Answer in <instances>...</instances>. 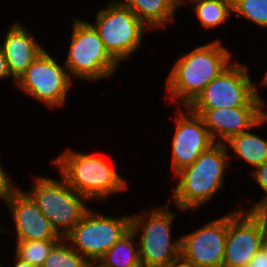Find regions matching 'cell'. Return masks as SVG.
<instances>
[{
    "label": "cell",
    "instance_id": "obj_1",
    "mask_svg": "<svg viewBox=\"0 0 267 267\" xmlns=\"http://www.w3.org/2000/svg\"><path fill=\"white\" fill-rule=\"evenodd\" d=\"M233 55L218 38L179 56L164 83L169 103L188 107L233 62Z\"/></svg>",
    "mask_w": 267,
    "mask_h": 267
},
{
    "label": "cell",
    "instance_id": "obj_2",
    "mask_svg": "<svg viewBox=\"0 0 267 267\" xmlns=\"http://www.w3.org/2000/svg\"><path fill=\"white\" fill-rule=\"evenodd\" d=\"M229 151L226 144L214 143L189 166L175 175L178 181L171 199L180 212H193L210 204L219 190L224 188L225 174L230 168Z\"/></svg>",
    "mask_w": 267,
    "mask_h": 267
},
{
    "label": "cell",
    "instance_id": "obj_3",
    "mask_svg": "<svg viewBox=\"0 0 267 267\" xmlns=\"http://www.w3.org/2000/svg\"><path fill=\"white\" fill-rule=\"evenodd\" d=\"M51 163L69 186L91 202H106L128 188V180L100 154L79 152L68 147Z\"/></svg>",
    "mask_w": 267,
    "mask_h": 267
},
{
    "label": "cell",
    "instance_id": "obj_4",
    "mask_svg": "<svg viewBox=\"0 0 267 267\" xmlns=\"http://www.w3.org/2000/svg\"><path fill=\"white\" fill-rule=\"evenodd\" d=\"M169 206H152L131 215V230L139 237L140 260L146 267H165L180 256V235L174 240L171 235L177 215Z\"/></svg>",
    "mask_w": 267,
    "mask_h": 267
},
{
    "label": "cell",
    "instance_id": "obj_5",
    "mask_svg": "<svg viewBox=\"0 0 267 267\" xmlns=\"http://www.w3.org/2000/svg\"><path fill=\"white\" fill-rule=\"evenodd\" d=\"M71 32L68 53L63 62L73 81L98 82L109 79L120 69L90 21L73 18Z\"/></svg>",
    "mask_w": 267,
    "mask_h": 267
},
{
    "label": "cell",
    "instance_id": "obj_6",
    "mask_svg": "<svg viewBox=\"0 0 267 267\" xmlns=\"http://www.w3.org/2000/svg\"><path fill=\"white\" fill-rule=\"evenodd\" d=\"M246 64L232 62L214 78L188 106L195 114L207 109L234 107H263L267 101L259 95L258 86L250 77Z\"/></svg>",
    "mask_w": 267,
    "mask_h": 267
},
{
    "label": "cell",
    "instance_id": "obj_7",
    "mask_svg": "<svg viewBox=\"0 0 267 267\" xmlns=\"http://www.w3.org/2000/svg\"><path fill=\"white\" fill-rule=\"evenodd\" d=\"M33 180L32 187L25 192L64 238L90 208L86 204L89 200L69 186L62 176L56 180L36 174Z\"/></svg>",
    "mask_w": 267,
    "mask_h": 267
},
{
    "label": "cell",
    "instance_id": "obj_8",
    "mask_svg": "<svg viewBox=\"0 0 267 267\" xmlns=\"http://www.w3.org/2000/svg\"><path fill=\"white\" fill-rule=\"evenodd\" d=\"M105 6V7H104ZM98 9L94 23L106 51L121 65L138 52L150 29L126 6L107 3Z\"/></svg>",
    "mask_w": 267,
    "mask_h": 267
},
{
    "label": "cell",
    "instance_id": "obj_9",
    "mask_svg": "<svg viewBox=\"0 0 267 267\" xmlns=\"http://www.w3.org/2000/svg\"><path fill=\"white\" fill-rule=\"evenodd\" d=\"M91 208L64 238L87 261H98L131 230V215L106 216Z\"/></svg>",
    "mask_w": 267,
    "mask_h": 267
},
{
    "label": "cell",
    "instance_id": "obj_10",
    "mask_svg": "<svg viewBox=\"0 0 267 267\" xmlns=\"http://www.w3.org/2000/svg\"><path fill=\"white\" fill-rule=\"evenodd\" d=\"M73 83L66 66L60 65L52 52L50 54L44 49L15 85L23 91L24 97L31 96L45 107L55 109L64 107Z\"/></svg>",
    "mask_w": 267,
    "mask_h": 267
},
{
    "label": "cell",
    "instance_id": "obj_11",
    "mask_svg": "<svg viewBox=\"0 0 267 267\" xmlns=\"http://www.w3.org/2000/svg\"><path fill=\"white\" fill-rule=\"evenodd\" d=\"M267 211L239 208L227 213V239L222 267H244L261 249Z\"/></svg>",
    "mask_w": 267,
    "mask_h": 267
},
{
    "label": "cell",
    "instance_id": "obj_12",
    "mask_svg": "<svg viewBox=\"0 0 267 267\" xmlns=\"http://www.w3.org/2000/svg\"><path fill=\"white\" fill-rule=\"evenodd\" d=\"M182 108V109H181ZM175 129L171 143L170 169L174 175L195 160L215 142L212 140L203 118L188 107L176 106ZM177 110V111H176Z\"/></svg>",
    "mask_w": 267,
    "mask_h": 267
},
{
    "label": "cell",
    "instance_id": "obj_13",
    "mask_svg": "<svg viewBox=\"0 0 267 267\" xmlns=\"http://www.w3.org/2000/svg\"><path fill=\"white\" fill-rule=\"evenodd\" d=\"M182 235L180 255L184 259L195 267H222L227 239V213Z\"/></svg>",
    "mask_w": 267,
    "mask_h": 267
},
{
    "label": "cell",
    "instance_id": "obj_14",
    "mask_svg": "<svg viewBox=\"0 0 267 267\" xmlns=\"http://www.w3.org/2000/svg\"><path fill=\"white\" fill-rule=\"evenodd\" d=\"M18 185L0 196L13 218L16 240L62 239L32 198Z\"/></svg>",
    "mask_w": 267,
    "mask_h": 267
},
{
    "label": "cell",
    "instance_id": "obj_15",
    "mask_svg": "<svg viewBox=\"0 0 267 267\" xmlns=\"http://www.w3.org/2000/svg\"><path fill=\"white\" fill-rule=\"evenodd\" d=\"M201 117L212 140L223 144L233 136L267 124V111L263 107L207 109Z\"/></svg>",
    "mask_w": 267,
    "mask_h": 267
},
{
    "label": "cell",
    "instance_id": "obj_16",
    "mask_svg": "<svg viewBox=\"0 0 267 267\" xmlns=\"http://www.w3.org/2000/svg\"><path fill=\"white\" fill-rule=\"evenodd\" d=\"M9 26L0 46L10 74L17 81L45 48L20 21Z\"/></svg>",
    "mask_w": 267,
    "mask_h": 267
},
{
    "label": "cell",
    "instance_id": "obj_17",
    "mask_svg": "<svg viewBox=\"0 0 267 267\" xmlns=\"http://www.w3.org/2000/svg\"><path fill=\"white\" fill-rule=\"evenodd\" d=\"M181 0H134L128 7L152 31L175 22Z\"/></svg>",
    "mask_w": 267,
    "mask_h": 267
},
{
    "label": "cell",
    "instance_id": "obj_18",
    "mask_svg": "<svg viewBox=\"0 0 267 267\" xmlns=\"http://www.w3.org/2000/svg\"><path fill=\"white\" fill-rule=\"evenodd\" d=\"M225 144L229 152L233 149L237 160L241 159L253 168L251 171L267 160V140L252 129L233 136Z\"/></svg>",
    "mask_w": 267,
    "mask_h": 267
},
{
    "label": "cell",
    "instance_id": "obj_19",
    "mask_svg": "<svg viewBox=\"0 0 267 267\" xmlns=\"http://www.w3.org/2000/svg\"><path fill=\"white\" fill-rule=\"evenodd\" d=\"M192 3L193 11L202 28L214 29L227 23L233 14L232 0H181V5Z\"/></svg>",
    "mask_w": 267,
    "mask_h": 267
},
{
    "label": "cell",
    "instance_id": "obj_20",
    "mask_svg": "<svg viewBox=\"0 0 267 267\" xmlns=\"http://www.w3.org/2000/svg\"><path fill=\"white\" fill-rule=\"evenodd\" d=\"M98 262L101 267H133L140 264L138 240L133 231L118 240Z\"/></svg>",
    "mask_w": 267,
    "mask_h": 267
},
{
    "label": "cell",
    "instance_id": "obj_21",
    "mask_svg": "<svg viewBox=\"0 0 267 267\" xmlns=\"http://www.w3.org/2000/svg\"><path fill=\"white\" fill-rule=\"evenodd\" d=\"M60 240H16L14 254L31 265L42 267L52 248Z\"/></svg>",
    "mask_w": 267,
    "mask_h": 267
},
{
    "label": "cell",
    "instance_id": "obj_22",
    "mask_svg": "<svg viewBox=\"0 0 267 267\" xmlns=\"http://www.w3.org/2000/svg\"><path fill=\"white\" fill-rule=\"evenodd\" d=\"M87 260L62 238L51 250L42 267H83Z\"/></svg>",
    "mask_w": 267,
    "mask_h": 267
},
{
    "label": "cell",
    "instance_id": "obj_23",
    "mask_svg": "<svg viewBox=\"0 0 267 267\" xmlns=\"http://www.w3.org/2000/svg\"><path fill=\"white\" fill-rule=\"evenodd\" d=\"M233 14L267 30V0H232Z\"/></svg>",
    "mask_w": 267,
    "mask_h": 267
},
{
    "label": "cell",
    "instance_id": "obj_24",
    "mask_svg": "<svg viewBox=\"0 0 267 267\" xmlns=\"http://www.w3.org/2000/svg\"><path fill=\"white\" fill-rule=\"evenodd\" d=\"M257 186L264 191V196L257 203L251 204L248 210L267 211V160L250 172Z\"/></svg>",
    "mask_w": 267,
    "mask_h": 267
},
{
    "label": "cell",
    "instance_id": "obj_25",
    "mask_svg": "<svg viewBox=\"0 0 267 267\" xmlns=\"http://www.w3.org/2000/svg\"><path fill=\"white\" fill-rule=\"evenodd\" d=\"M5 170L6 169H3L0 160V196L4 195L7 191L17 185V183L15 184V182H12L13 180L9 177L10 174H8Z\"/></svg>",
    "mask_w": 267,
    "mask_h": 267
},
{
    "label": "cell",
    "instance_id": "obj_26",
    "mask_svg": "<svg viewBox=\"0 0 267 267\" xmlns=\"http://www.w3.org/2000/svg\"><path fill=\"white\" fill-rule=\"evenodd\" d=\"M244 267H267V255L261 248L251 259L250 263Z\"/></svg>",
    "mask_w": 267,
    "mask_h": 267
},
{
    "label": "cell",
    "instance_id": "obj_27",
    "mask_svg": "<svg viewBox=\"0 0 267 267\" xmlns=\"http://www.w3.org/2000/svg\"><path fill=\"white\" fill-rule=\"evenodd\" d=\"M12 79L13 83H16V80L11 76L7 61L4 56V52L0 46V80L2 79Z\"/></svg>",
    "mask_w": 267,
    "mask_h": 267
},
{
    "label": "cell",
    "instance_id": "obj_28",
    "mask_svg": "<svg viewBox=\"0 0 267 267\" xmlns=\"http://www.w3.org/2000/svg\"><path fill=\"white\" fill-rule=\"evenodd\" d=\"M165 267H195L192 263L184 259L181 255L171 261L167 266Z\"/></svg>",
    "mask_w": 267,
    "mask_h": 267
},
{
    "label": "cell",
    "instance_id": "obj_29",
    "mask_svg": "<svg viewBox=\"0 0 267 267\" xmlns=\"http://www.w3.org/2000/svg\"><path fill=\"white\" fill-rule=\"evenodd\" d=\"M14 265L12 267H36L34 265H31L27 261H24L20 258H18L16 255H14Z\"/></svg>",
    "mask_w": 267,
    "mask_h": 267
},
{
    "label": "cell",
    "instance_id": "obj_30",
    "mask_svg": "<svg viewBox=\"0 0 267 267\" xmlns=\"http://www.w3.org/2000/svg\"><path fill=\"white\" fill-rule=\"evenodd\" d=\"M134 0H109V2L120 5V6H126L128 7Z\"/></svg>",
    "mask_w": 267,
    "mask_h": 267
},
{
    "label": "cell",
    "instance_id": "obj_31",
    "mask_svg": "<svg viewBox=\"0 0 267 267\" xmlns=\"http://www.w3.org/2000/svg\"><path fill=\"white\" fill-rule=\"evenodd\" d=\"M261 248L264 250V252L267 255V231L263 236L262 243H261Z\"/></svg>",
    "mask_w": 267,
    "mask_h": 267
},
{
    "label": "cell",
    "instance_id": "obj_32",
    "mask_svg": "<svg viewBox=\"0 0 267 267\" xmlns=\"http://www.w3.org/2000/svg\"><path fill=\"white\" fill-rule=\"evenodd\" d=\"M83 267H101L98 261H87Z\"/></svg>",
    "mask_w": 267,
    "mask_h": 267
},
{
    "label": "cell",
    "instance_id": "obj_33",
    "mask_svg": "<svg viewBox=\"0 0 267 267\" xmlns=\"http://www.w3.org/2000/svg\"><path fill=\"white\" fill-rule=\"evenodd\" d=\"M259 85H261V87H267V70L265 71V73L263 74L262 79L260 80V82H258Z\"/></svg>",
    "mask_w": 267,
    "mask_h": 267
},
{
    "label": "cell",
    "instance_id": "obj_34",
    "mask_svg": "<svg viewBox=\"0 0 267 267\" xmlns=\"http://www.w3.org/2000/svg\"><path fill=\"white\" fill-rule=\"evenodd\" d=\"M0 222H1V220H0ZM0 231L3 232L4 234H6V233L9 234V236L13 235V233L10 230H8V227L6 229L2 223H0Z\"/></svg>",
    "mask_w": 267,
    "mask_h": 267
},
{
    "label": "cell",
    "instance_id": "obj_35",
    "mask_svg": "<svg viewBox=\"0 0 267 267\" xmlns=\"http://www.w3.org/2000/svg\"><path fill=\"white\" fill-rule=\"evenodd\" d=\"M133 267H146L142 262L140 264H137L136 266Z\"/></svg>",
    "mask_w": 267,
    "mask_h": 267
}]
</instances>
